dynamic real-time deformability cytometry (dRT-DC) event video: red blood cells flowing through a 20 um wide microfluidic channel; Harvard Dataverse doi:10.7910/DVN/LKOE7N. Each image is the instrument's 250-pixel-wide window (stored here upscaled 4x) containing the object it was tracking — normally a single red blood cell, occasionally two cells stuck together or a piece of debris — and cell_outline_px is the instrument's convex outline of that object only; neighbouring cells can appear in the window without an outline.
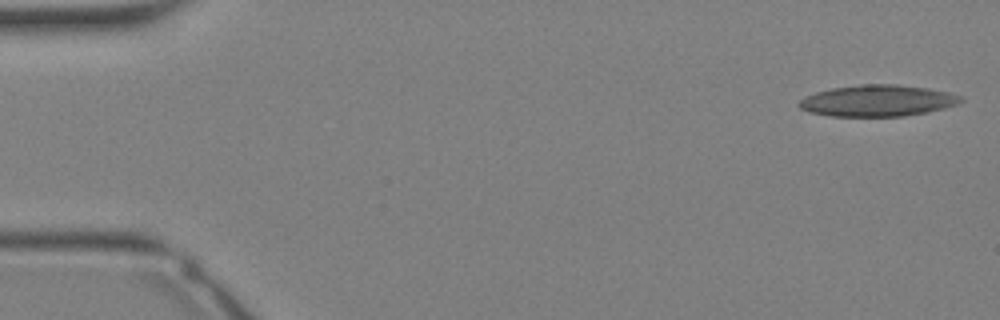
{"species": "Egyptian fruit bat (a non-hibernating species)", "species_latin": "Rousettus aegyptiacus", "temperature_condition": "warm", "stored_images_in_passage": 19, "camera_frame_rate_fps": 3000, "um_per_image_px": 0.085, "animal": {"sex": "female"}, "frame": {"image": 1, "passage_image": 1, "time_ms": 0.0, "image_size_px": [1000, 320], "cell_outline_px": [[964, 100], [960, 104], [928, 112], [904, 116], [832, 116], [808, 112], [800, 108], [796, 104], [804, 96], [816, 92], [832, 88], [860, 84], [896, 84], [928, 88], [948, 92], [964, 96]], "centroid_in_image_um": [74.62, 8.55], "position_along_channel_um": 10.4, "area_um2": 29.88}}
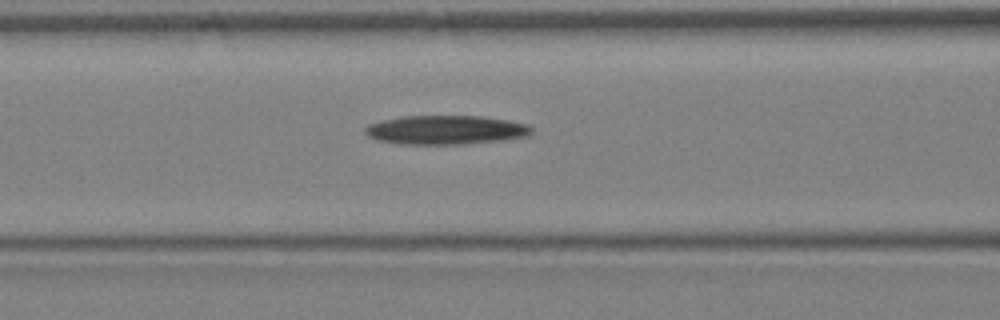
{"frame": {"image": 2, "passage_image": 14, "time_ms": 4.333, "image_size_px": [1000, 320], "cell_outline_px": [[532, 132], [528, 136], [504, 140], [464, 144], [400, 144], [376, 140], [368, 136], [364, 132], [364, 128], [368, 124], [400, 116], [480, 116], [508, 120], [528, 124], [532, 128]], "centroid_in_image_um": [37.88, 11.04], "position_along_channel_um": 128.7, "area_um2": 28.32}}
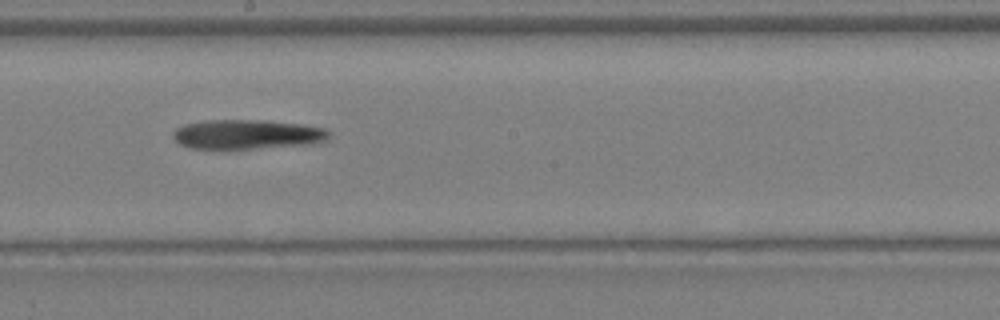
{"frame": {"image": 3, "passage_image": 19, "time_ms": 6.0, "image_size_px": [1000, 320], "cell_outline_px": [[328, 136], [324, 140], [312, 144], [220, 152], [216, 152], [192, 148], [180, 144], [172, 136], [172, 132], [176, 128], [184, 124], [204, 120], [264, 120], [300, 124], [328, 128]], "centroid_in_image_um": [20.93, 11.46], "position_along_channel_um": 227.3, "area_um2": 27.92}}